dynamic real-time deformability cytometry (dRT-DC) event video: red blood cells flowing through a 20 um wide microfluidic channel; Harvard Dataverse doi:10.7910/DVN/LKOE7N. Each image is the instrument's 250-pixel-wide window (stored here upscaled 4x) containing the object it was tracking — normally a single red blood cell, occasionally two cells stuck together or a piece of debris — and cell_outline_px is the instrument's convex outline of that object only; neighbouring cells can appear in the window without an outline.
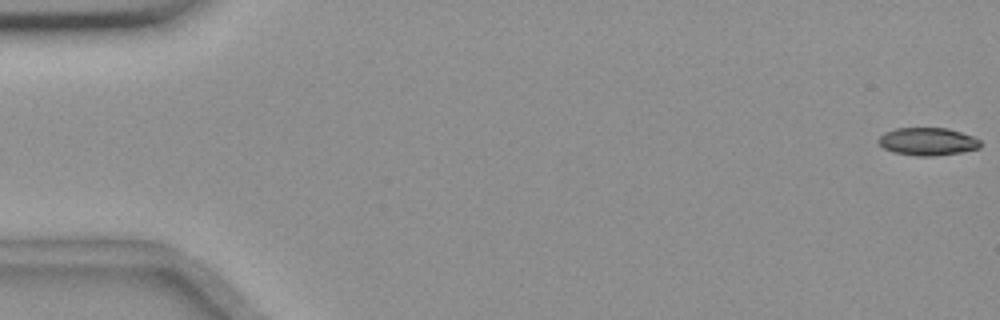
{"species": "common noctule bat (a hibernating species)", "species_latin": "Nyctalus noctula", "temperature_condition": "room temperature", "stored_images_in_passage": 53, "camera_frame_rate_fps": 3000, "um_per_image_px": 0.085, "animal": {"sex": "female", "body_mass_g": 18.4}, "frame": {"image": 1, "passage_image": 1, "time_ms": 0.0, "image_size_px": [1000, 320], "cell_outline_px": [[980, 148], [960, 152], [932, 156], [916, 156], [892, 152], [876, 144], [876, 140], [884, 132], [896, 128], [948, 128], [972, 136], [980, 140]], "centroid_in_image_um": [78.79, 12.03], "position_along_channel_um": 6.2, "area_um2": 16.59}}
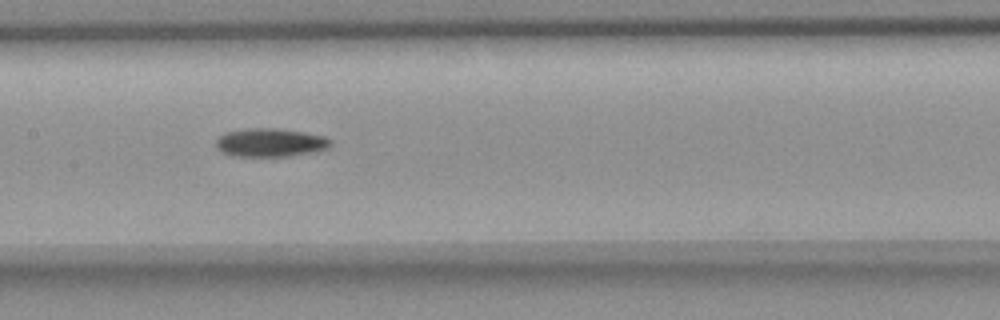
{"frame": {"image": 2, "passage_image": 28, "time_ms": 9.0, "image_size_px": [1000, 320], "cell_outline_px": [[332, 144], [328, 148], [316, 152], [288, 156], [232, 156], [220, 152], [216, 148], [216, 140], [224, 132], [248, 128], [276, 128], [304, 132], [324, 136], [332, 140]], "centroid_in_image_um": [22.97, 12.12], "position_along_channel_um": 184.4, "area_um2": 19.25}}
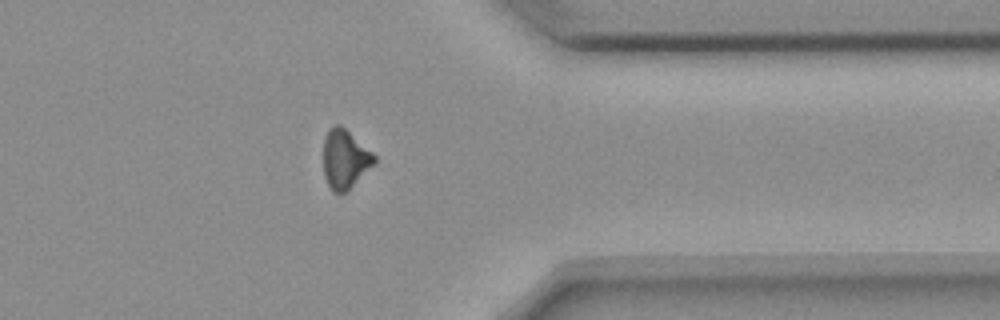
{"frame": {"image": 3, "passage_image": 45, "time_ms": 14.667, "image_size_px": [1000, 320], "cell_outline_px": [[376, 164], [348, 192], [332, 192], [324, 176], [324, 136], [328, 128], [332, 124], [340, 124], [372, 152], [376, 156]], "centroid_in_image_um": [29.34, 13.53], "position_along_channel_um": 382.1, "area_um2": 17.86}, "authors_computed_cell_mechanics": {"area_um2": 18.0914, "velocity_mm_per_s": 3.6714, "shape_relaxation_time_tau1_ms": 8.5623, "shape_relaxation_time_tau2_ms": null, "deformation_change_tau1": 0.1721, "deformation_change_tau2": null}}